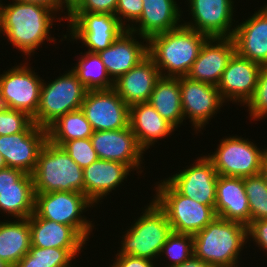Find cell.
Masks as SVG:
<instances>
[{
	"instance_id": "7c38bea8",
	"label": "cell",
	"mask_w": 267,
	"mask_h": 267,
	"mask_svg": "<svg viewBox=\"0 0 267 267\" xmlns=\"http://www.w3.org/2000/svg\"><path fill=\"white\" fill-rule=\"evenodd\" d=\"M184 120L189 119L195 134L201 133L211 119H215L226 105L216 86L178 77Z\"/></svg>"
},
{
	"instance_id": "4316f807",
	"label": "cell",
	"mask_w": 267,
	"mask_h": 267,
	"mask_svg": "<svg viewBox=\"0 0 267 267\" xmlns=\"http://www.w3.org/2000/svg\"><path fill=\"white\" fill-rule=\"evenodd\" d=\"M129 127L144 152L154 147L159 139L170 137L176 131V128L162 118L148 102L129 106Z\"/></svg>"
},
{
	"instance_id": "4dcf8cb0",
	"label": "cell",
	"mask_w": 267,
	"mask_h": 267,
	"mask_svg": "<svg viewBox=\"0 0 267 267\" xmlns=\"http://www.w3.org/2000/svg\"><path fill=\"white\" fill-rule=\"evenodd\" d=\"M46 130L48 141L57 146L74 139L90 138L94 132L81 109L57 118Z\"/></svg>"
},
{
	"instance_id": "c3c4849f",
	"label": "cell",
	"mask_w": 267,
	"mask_h": 267,
	"mask_svg": "<svg viewBox=\"0 0 267 267\" xmlns=\"http://www.w3.org/2000/svg\"><path fill=\"white\" fill-rule=\"evenodd\" d=\"M0 267H11L8 263L0 259Z\"/></svg>"
},
{
	"instance_id": "5bb4252c",
	"label": "cell",
	"mask_w": 267,
	"mask_h": 267,
	"mask_svg": "<svg viewBox=\"0 0 267 267\" xmlns=\"http://www.w3.org/2000/svg\"><path fill=\"white\" fill-rule=\"evenodd\" d=\"M188 167H183L179 172L165 178V180L181 195L189 197L200 204L215 206L216 183L218 173L212 161L205 155ZM186 168V169H185Z\"/></svg>"
},
{
	"instance_id": "1f68e13d",
	"label": "cell",
	"mask_w": 267,
	"mask_h": 267,
	"mask_svg": "<svg viewBox=\"0 0 267 267\" xmlns=\"http://www.w3.org/2000/svg\"><path fill=\"white\" fill-rule=\"evenodd\" d=\"M71 69L88 91L114 87V82L109 77L98 53L80 52L77 63Z\"/></svg>"
},
{
	"instance_id": "2e32d148",
	"label": "cell",
	"mask_w": 267,
	"mask_h": 267,
	"mask_svg": "<svg viewBox=\"0 0 267 267\" xmlns=\"http://www.w3.org/2000/svg\"><path fill=\"white\" fill-rule=\"evenodd\" d=\"M90 140L99 159L121 162L138 175L143 173L145 152L129 126L119 130L94 131Z\"/></svg>"
},
{
	"instance_id": "cb8c5ba5",
	"label": "cell",
	"mask_w": 267,
	"mask_h": 267,
	"mask_svg": "<svg viewBox=\"0 0 267 267\" xmlns=\"http://www.w3.org/2000/svg\"><path fill=\"white\" fill-rule=\"evenodd\" d=\"M176 0H143L140 18L129 28L146 39L183 24L182 7Z\"/></svg>"
},
{
	"instance_id": "f6af8a7d",
	"label": "cell",
	"mask_w": 267,
	"mask_h": 267,
	"mask_svg": "<svg viewBox=\"0 0 267 267\" xmlns=\"http://www.w3.org/2000/svg\"><path fill=\"white\" fill-rule=\"evenodd\" d=\"M174 267H211L208 263L203 262L200 258L196 257L194 254L184 261L182 264Z\"/></svg>"
},
{
	"instance_id": "d4e9b609",
	"label": "cell",
	"mask_w": 267,
	"mask_h": 267,
	"mask_svg": "<svg viewBox=\"0 0 267 267\" xmlns=\"http://www.w3.org/2000/svg\"><path fill=\"white\" fill-rule=\"evenodd\" d=\"M161 74L153 59L147 55L136 66L114 81L113 89L131 106L148 102Z\"/></svg>"
},
{
	"instance_id": "52a82bcc",
	"label": "cell",
	"mask_w": 267,
	"mask_h": 267,
	"mask_svg": "<svg viewBox=\"0 0 267 267\" xmlns=\"http://www.w3.org/2000/svg\"><path fill=\"white\" fill-rule=\"evenodd\" d=\"M87 91L70 68L53 80L46 82L43 79L39 106L33 122L39 127L47 128L62 115L79 110Z\"/></svg>"
},
{
	"instance_id": "8fae6325",
	"label": "cell",
	"mask_w": 267,
	"mask_h": 267,
	"mask_svg": "<svg viewBox=\"0 0 267 267\" xmlns=\"http://www.w3.org/2000/svg\"><path fill=\"white\" fill-rule=\"evenodd\" d=\"M67 20L68 33L59 42L79 40L91 53L108 48L126 30L113 14L74 12Z\"/></svg>"
},
{
	"instance_id": "836d02e7",
	"label": "cell",
	"mask_w": 267,
	"mask_h": 267,
	"mask_svg": "<svg viewBox=\"0 0 267 267\" xmlns=\"http://www.w3.org/2000/svg\"><path fill=\"white\" fill-rule=\"evenodd\" d=\"M250 207V222L267 219V182L261 174L243 178Z\"/></svg>"
},
{
	"instance_id": "7402d4cb",
	"label": "cell",
	"mask_w": 267,
	"mask_h": 267,
	"mask_svg": "<svg viewBox=\"0 0 267 267\" xmlns=\"http://www.w3.org/2000/svg\"><path fill=\"white\" fill-rule=\"evenodd\" d=\"M245 21L238 22L232 36L236 53L260 65L267 64V5L261 6Z\"/></svg>"
},
{
	"instance_id": "ab89813d",
	"label": "cell",
	"mask_w": 267,
	"mask_h": 267,
	"mask_svg": "<svg viewBox=\"0 0 267 267\" xmlns=\"http://www.w3.org/2000/svg\"><path fill=\"white\" fill-rule=\"evenodd\" d=\"M247 238L267 255V219L251 221L247 226Z\"/></svg>"
},
{
	"instance_id": "ba28073f",
	"label": "cell",
	"mask_w": 267,
	"mask_h": 267,
	"mask_svg": "<svg viewBox=\"0 0 267 267\" xmlns=\"http://www.w3.org/2000/svg\"><path fill=\"white\" fill-rule=\"evenodd\" d=\"M95 205L80 192H51L35 194L34 213L43 219L71 226L85 241L95 227L91 219L83 215Z\"/></svg>"
},
{
	"instance_id": "3957f363",
	"label": "cell",
	"mask_w": 267,
	"mask_h": 267,
	"mask_svg": "<svg viewBox=\"0 0 267 267\" xmlns=\"http://www.w3.org/2000/svg\"><path fill=\"white\" fill-rule=\"evenodd\" d=\"M246 243L247 226L219 217L193 235L194 255L211 267H240Z\"/></svg>"
},
{
	"instance_id": "d590c367",
	"label": "cell",
	"mask_w": 267,
	"mask_h": 267,
	"mask_svg": "<svg viewBox=\"0 0 267 267\" xmlns=\"http://www.w3.org/2000/svg\"><path fill=\"white\" fill-rule=\"evenodd\" d=\"M250 120L267 118V64L262 65L252 98L245 105Z\"/></svg>"
},
{
	"instance_id": "484cf974",
	"label": "cell",
	"mask_w": 267,
	"mask_h": 267,
	"mask_svg": "<svg viewBox=\"0 0 267 267\" xmlns=\"http://www.w3.org/2000/svg\"><path fill=\"white\" fill-rule=\"evenodd\" d=\"M216 191L217 217L248 226L250 207L243 178L219 175Z\"/></svg>"
},
{
	"instance_id": "74e56055",
	"label": "cell",
	"mask_w": 267,
	"mask_h": 267,
	"mask_svg": "<svg viewBox=\"0 0 267 267\" xmlns=\"http://www.w3.org/2000/svg\"><path fill=\"white\" fill-rule=\"evenodd\" d=\"M32 122L27 113L0 106V136L23 132Z\"/></svg>"
},
{
	"instance_id": "4fadbf2b",
	"label": "cell",
	"mask_w": 267,
	"mask_h": 267,
	"mask_svg": "<svg viewBox=\"0 0 267 267\" xmlns=\"http://www.w3.org/2000/svg\"><path fill=\"white\" fill-rule=\"evenodd\" d=\"M186 1L188 2V16L190 15L191 18L188 22L184 20L186 18H183L185 26L208 38L233 36L237 24V21L234 20L235 15H233L235 12L234 0Z\"/></svg>"
},
{
	"instance_id": "8992f818",
	"label": "cell",
	"mask_w": 267,
	"mask_h": 267,
	"mask_svg": "<svg viewBox=\"0 0 267 267\" xmlns=\"http://www.w3.org/2000/svg\"><path fill=\"white\" fill-rule=\"evenodd\" d=\"M153 200L164 211L173 232L195 235L216 217L215 206L179 194L165 179L155 183Z\"/></svg>"
},
{
	"instance_id": "44dd1931",
	"label": "cell",
	"mask_w": 267,
	"mask_h": 267,
	"mask_svg": "<svg viewBox=\"0 0 267 267\" xmlns=\"http://www.w3.org/2000/svg\"><path fill=\"white\" fill-rule=\"evenodd\" d=\"M139 39L141 40L139 41ZM98 55L109 77L114 82L148 55V39L126 29Z\"/></svg>"
},
{
	"instance_id": "60d3db41",
	"label": "cell",
	"mask_w": 267,
	"mask_h": 267,
	"mask_svg": "<svg viewBox=\"0 0 267 267\" xmlns=\"http://www.w3.org/2000/svg\"><path fill=\"white\" fill-rule=\"evenodd\" d=\"M117 0H83L75 12H90L115 15Z\"/></svg>"
},
{
	"instance_id": "7dc6e473",
	"label": "cell",
	"mask_w": 267,
	"mask_h": 267,
	"mask_svg": "<svg viewBox=\"0 0 267 267\" xmlns=\"http://www.w3.org/2000/svg\"><path fill=\"white\" fill-rule=\"evenodd\" d=\"M4 168H7V165L5 163L3 156L0 154V170H2Z\"/></svg>"
},
{
	"instance_id": "d6986e66",
	"label": "cell",
	"mask_w": 267,
	"mask_h": 267,
	"mask_svg": "<svg viewBox=\"0 0 267 267\" xmlns=\"http://www.w3.org/2000/svg\"><path fill=\"white\" fill-rule=\"evenodd\" d=\"M262 65L235 53L223 71L217 89L227 104L245 106L252 98Z\"/></svg>"
},
{
	"instance_id": "f546056e",
	"label": "cell",
	"mask_w": 267,
	"mask_h": 267,
	"mask_svg": "<svg viewBox=\"0 0 267 267\" xmlns=\"http://www.w3.org/2000/svg\"><path fill=\"white\" fill-rule=\"evenodd\" d=\"M148 103L176 129L183 125L179 78L160 76Z\"/></svg>"
},
{
	"instance_id": "603a6c76",
	"label": "cell",
	"mask_w": 267,
	"mask_h": 267,
	"mask_svg": "<svg viewBox=\"0 0 267 267\" xmlns=\"http://www.w3.org/2000/svg\"><path fill=\"white\" fill-rule=\"evenodd\" d=\"M133 172L127 165L117 162L98 159L83 169L84 195L96 206L107 198L112 190L123 186L130 173ZM123 182V183H122Z\"/></svg>"
},
{
	"instance_id": "e0dca14e",
	"label": "cell",
	"mask_w": 267,
	"mask_h": 267,
	"mask_svg": "<svg viewBox=\"0 0 267 267\" xmlns=\"http://www.w3.org/2000/svg\"><path fill=\"white\" fill-rule=\"evenodd\" d=\"M47 141L46 128L32 122L23 132L0 136V154L7 167L18 168L32 174L39 153Z\"/></svg>"
},
{
	"instance_id": "83f0119b",
	"label": "cell",
	"mask_w": 267,
	"mask_h": 267,
	"mask_svg": "<svg viewBox=\"0 0 267 267\" xmlns=\"http://www.w3.org/2000/svg\"><path fill=\"white\" fill-rule=\"evenodd\" d=\"M31 246L39 248H84L86 242L71 226L38 217H28Z\"/></svg>"
},
{
	"instance_id": "f35d334b",
	"label": "cell",
	"mask_w": 267,
	"mask_h": 267,
	"mask_svg": "<svg viewBox=\"0 0 267 267\" xmlns=\"http://www.w3.org/2000/svg\"><path fill=\"white\" fill-rule=\"evenodd\" d=\"M142 11L143 0H117L115 16L129 29L140 18Z\"/></svg>"
},
{
	"instance_id": "f1b7e54d",
	"label": "cell",
	"mask_w": 267,
	"mask_h": 267,
	"mask_svg": "<svg viewBox=\"0 0 267 267\" xmlns=\"http://www.w3.org/2000/svg\"><path fill=\"white\" fill-rule=\"evenodd\" d=\"M31 231L28 218L0 220V259L14 267L29 252Z\"/></svg>"
},
{
	"instance_id": "ac0fdd59",
	"label": "cell",
	"mask_w": 267,
	"mask_h": 267,
	"mask_svg": "<svg viewBox=\"0 0 267 267\" xmlns=\"http://www.w3.org/2000/svg\"><path fill=\"white\" fill-rule=\"evenodd\" d=\"M32 174L18 168L0 170V212L8 217L28 218L34 213Z\"/></svg>"
},
{
	"instance_id": "ffe728a7",
	"label": "cell",
	"mask_w": 267,
	"mask_h": 267,
	"mask_svg": "<svg viewBox=\"0 0 267 267\" xmlns=\"http://www.w3.org/2000/svg\"><path fill=\"white\" fill-rule=\"evenodd\" d=\"M235 53L236 48L232 37L207 38L187 77L217 87L223 71Z\"/></svg>"
},
{
	"instance_id": "d6a6232c",
	"label": "cell",
	"mask_w": 267,
	"mask_h": 267,
	"mask_svg": "<svg viewBox=\"0 0 267 267\" xmlns=\"http://www.w3.org/2000/svg\"><path fill=\"white\" fill-rule=\"evenodd\" d=\"M85 248H39L31 246L14 267H75L72 262ZM82 250V251H81Z\"/></svg>"
},
{
	"instance_id": "e575fe53",
	"label": "cell",
	"mask_w": 267,
	"mask_h": 267,
	"mask_svg": "<svg viewBox=\"0 0 267 267\" xmlns=\"http://www.w3.org/2000/svg\"><path fill=\"white\" fill-rule=\"evenodd\" d=\"M193 254V235L172 232L162 247L159 255L160 260L158 261H163L161 256L164 255L163 257L166 258L164 261H169L167 262L168 264L162 263V266L174 267L182 264Z\"/></svg>"
},
{
	"instance_id": "b9f144b4",
	"label": "cell",
	"mask_w": 267,
	"mask_h": 267,
	"mask_svg": "<svg viewBox=\"0 0 267 267\" xmlns=\"http://www.w3.org/2000/svg\"><path fill=\"white\" fill-rule=\"evenodd\" d=\"M114 259L109 267H158L155 261L131 255H115Z\"/></svg>"
},
{
	"instance_id": "7bdbcfd3",
	"label": "cell",
	"mask_w": 267,
	"mask_h": 267,
	"mask_svg": "<svg viewBox=\"0 0 267 267\" xmlns=\"http://www.w3.org/2000/svg\"><path fill=\"white\" fill-rule=\"evenodd\" d=\"M83 0H59V17L66 21L82 4ZM66 10V12H65ZM64 12V16H61Z\"/></svg>"
},
{
	"instance_id": "9a60e30c",
	"label": "cell",
	"mask_w": 267,
	"mask_h": 267,
	"mask_svg": "<svg viewBox=\"0 0 267 267\" xmlns=\"http://www.w3.org/2000/svg\"><path fill=\"white\" fill-rule=\"evenodd\" d=\"M80 109L94 131L119 130L129 126V106L113 88L87 91Z\"/></svg>"
},
{
	"instance_id": "9c48e42d",
	"label": "cell",
	"mask_w": 267,
	"mask_h": 267,
	"mask_svg": "<svg viewBox=\"0 0 267 267\" xmlns=\"http://www.w3.org/2000/svg\"><path fill=\"white\" fill-rule=\"evenodd\" d=\"M242 136H226L215 152L206 156L212 161L218 175L246 178L260 174L264 148Z\"/></svg>"
},
{
	"instance_id": "30bf717a",
	"label": "cell",
	"mask_w": 267,
	"mask_h": 267,
	"mask_svg": "<svg viewBox=\"0 0 267 267\" xmlns=\"http://www.w3.org/2000/svg\"><path fill=\"white\" fill-rule=\"evenodd\" d=\"M19 64L0 74V106L23 111L33 119L39 106L43 79L35 69L33 71L28 60Z\"/></svg>"
},
{
	"instance_id": "7a4b0ae2",
	"label": "cell",
	"mask_w": 267,
	"mask_h": 267,
	"mask_svg": "<svg viewBox=\"0 0 267 267\" xmlns=\"http://www.w3.org/2000/svg\"><path fill=\"white\" fill-rule=\"evenodd\" d=\"M208 37L184 24L148 39V55L164 77L188 75Z\"/></svg>"
},
{
	"instance_id": "ee69618b",
	"label": "cell",
	"mask_w": 267,
	"mask_h": 267,
	"mask_svg": "<svg viewBox=\"0 0 267 267\" xmlns=\"http://www.w3.org/2000/svg\"><path fill=\"white\" fill-rule=\"evenodd\" d=\"M22 3H32L48 7L50 10L54 11L57 15L59 14V0H12Z\"/></svg>"
},
{
	"instance_id": "277c9868",
	"label": "cell",
	"mask_w": 267,
	"mask_h": 267,
	"mask_svg": "<svg viewBox=\"0 0 267 267\" xmlns=\"http://www.w3.org/2000/svg\"><path fill=\"white\" fill-rule=\"evenodd\" d=\"M142 209V215L122 232L125 234L120 237L121 247L116 255H131L157 262L173 230L166 214L153 199Z\"/></svg>"
},
{
	"instance_id": "5b68a950",
	"label": "cell",
	"mask_w": 267,
	"mask_h": 267,
	"mask_svg": "<svg viewBox=\"0 0 267 267\" xmlns=\"http://www.w3.org/2000/svg\"><path fill=\"white\" fill-rule=\"evenodd\" d=\"M35 194L80 192L84 194L83 169L62 149L47 141L32 173Z\"/></svg>"
},
{
	"instance_id": "6da1fadb",
	"label": "cell",
	"mask_w": 267,
	"mask_h": 267,
	"mask_svg": "<svg viewBox=\"0 0 267 267\" xmlns=\"http://www.w3.org/2000/svg\"><path fill=\"white\" fill-rule=\"evenodd\" d=\"M3 1L0 0V35L21 51L26 60L45 44V40L56 44L57 39L51 35L52 26L63 20L54 11L32 3L8 1L4 4Z\"/></svg>"
},
{
	"instance_id": "8d00e7d4",
	"label": "cell",
	"mask_w": 267,
	"mask_h": 267,
	"mask_svg": "<svg viewBox=\"0 0 267 267\" xmlns=\"http://www.w3.org/2000/svg\"><path fill=\"white\" fill-rule=\"evenodd\" d=\"M61 147L82 169L99 159L90 138L70 140Z\"/></svg>"
},
{
	"instance_id": "bcb514c9",
	"label": "cell",
	"mask_w": 267,
	"mask_h": 267,
	"mask_svg": "<svg viewBox=\"0 0 267 267\" xmlns=\"http://www.w3.org/2000/svg\"><path fill=\"white\" fill-rule=\"evenodd\" d=\"M260 174L264 177L265 181L267 182V147L262 155Z\"/></svg>"
}]
</instances>
